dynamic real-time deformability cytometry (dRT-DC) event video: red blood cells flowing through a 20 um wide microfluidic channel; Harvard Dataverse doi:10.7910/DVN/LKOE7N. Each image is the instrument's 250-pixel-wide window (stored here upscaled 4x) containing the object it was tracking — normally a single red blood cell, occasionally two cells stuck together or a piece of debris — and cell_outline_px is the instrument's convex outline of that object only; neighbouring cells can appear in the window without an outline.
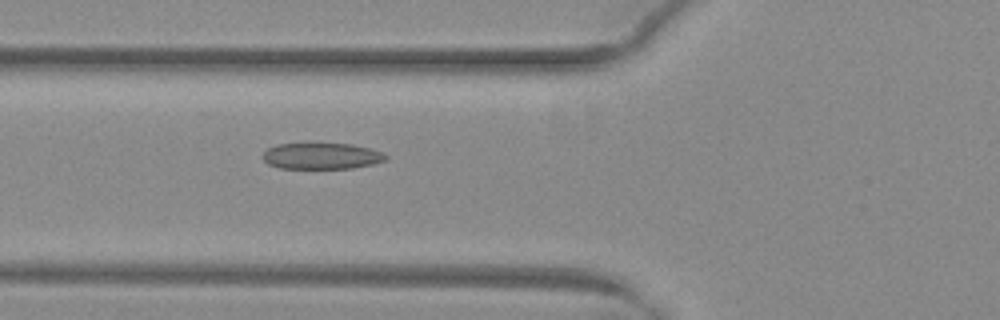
{"species": "common noctule bat (a hibernating species)", "species_latin": "Nyctalus noctula", "temperature_condition": "warm", "stored_images_in_passage": 34, "camera_frame_rate_fps": 3000, "um_per_image_px": 0.085, "animal": {"sex": "female", "body_mass_g": 29.2, "forearm_length_mm": 56.3}, "frame": {"image": 1, "passage_image": 9, "time_ms": 2.667, "image_size_px": [1000, 320], "cell_outline_px": [[388, 160], [372, 164], [352, 168], [280, 168], [268, 164], [260, 156], [268, 148], [276, 144], [312, 140], [352, 144], [372, 148], [388, 156]], "centroid_in_image_um": [27.3, 13.2], "position_along_channel_um": 98.5, "area_um2": 19.88}}
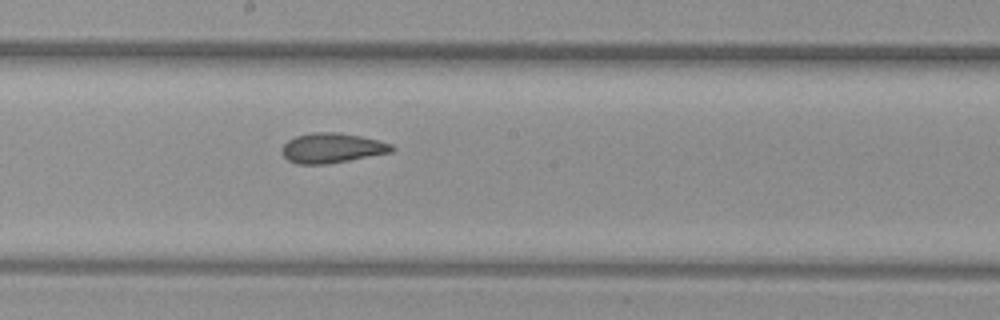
{"frame": {"image": 2, "passage_image": 18, "time_ms": 5.667, "image_size_px": [1000, 320], "cell_outline_px": [[396, 148], [392, 152], [328, 164], [296, 164], [288, 160], [280, 152], [280, 148], [288, 140], [296, 136], [312, 132], [336, 132], [360, 136], [392, 144]], "centroid_in_image_um": [28.19, 12.58], "position_along_channel_um": 220.0, "area_um2": 19.19}}
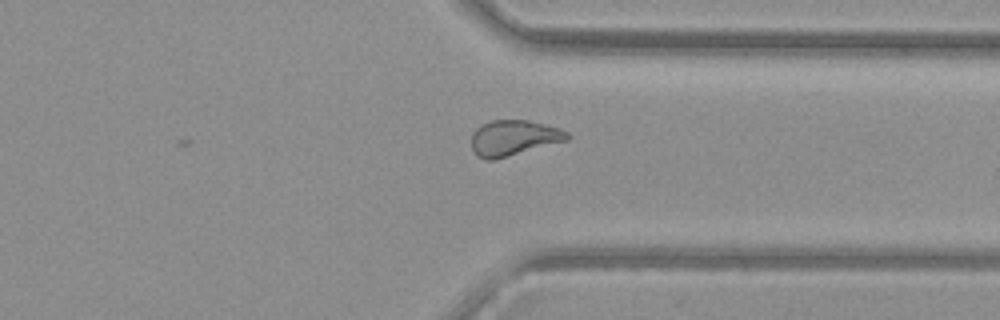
{"frame": {"image": 3, "passage_image": 29, "time_ms": 9.333, "image_size_px": [1000, 320], "cell_outline_px": [[572, 136], [568, 140], [496, 160], [484, 160], [476, 156], [472, 148], [472, 136], [476, 128], [480, 124], [492, 120], [528, 120], [544, 124], [568, 132]], "centroid_in_image_um": [43.64, 11.74], "position_along_channel_um": 367.8, "area_um2": 20.0}, "authors_computed_cell_mechanics": {"area_um2": 19.2763, "velocity_mm_per_s": 4.0325, "shape_relaxation_time_tau1_ms": null, "shape_relaxation_time_tau2_ms": 1.6363, "deformation_change_tau1": null, "deformation_change_tau2": 0.0771}}